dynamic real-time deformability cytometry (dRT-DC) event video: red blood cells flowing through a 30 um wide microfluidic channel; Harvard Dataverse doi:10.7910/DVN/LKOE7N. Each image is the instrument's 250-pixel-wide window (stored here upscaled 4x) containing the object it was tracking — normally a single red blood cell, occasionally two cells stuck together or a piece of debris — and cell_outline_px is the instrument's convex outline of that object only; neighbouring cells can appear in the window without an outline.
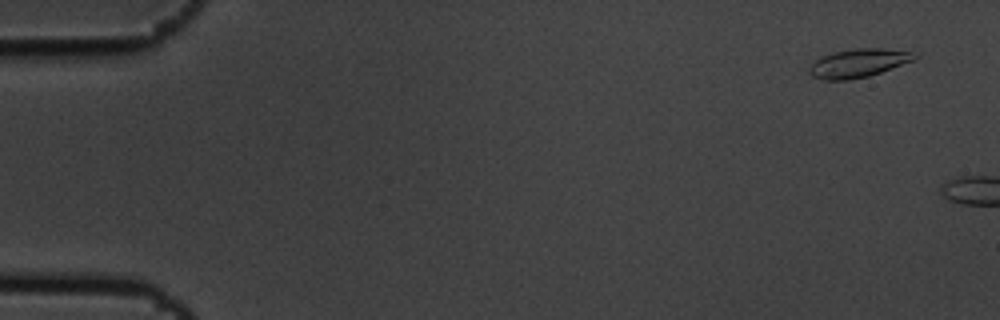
{"species": "common noctule bat (a hibernating species)", "species_latin": "Nyctalus noctula", "temperature_condition": "cold", "stored_images_in_passage": 2, "camera_frame_rate_fps": 3000, "um_per_image_px": 0.085, "animal": {"sex": "male", "body_mass_g": 19.5, "forearm_length_mm": 54.6}, "frame": {"image": 1, "passage_image": 1, "time_ms": 0.0, "image_size_px": [1000, 320], "cell_outline_px": [[920, 56], [916, 60], [868, 76], [848, 80], [824, 80], [812, 76], [808, 72], [808, 68], [816, 60], [824, 56], [836, 52], [856, 48], [880, 48], [920, 52]], "centroid_in_image_um": [73.05, 5.36], "position_along_channel_um": 12.0, "area_um2": 17.57}}